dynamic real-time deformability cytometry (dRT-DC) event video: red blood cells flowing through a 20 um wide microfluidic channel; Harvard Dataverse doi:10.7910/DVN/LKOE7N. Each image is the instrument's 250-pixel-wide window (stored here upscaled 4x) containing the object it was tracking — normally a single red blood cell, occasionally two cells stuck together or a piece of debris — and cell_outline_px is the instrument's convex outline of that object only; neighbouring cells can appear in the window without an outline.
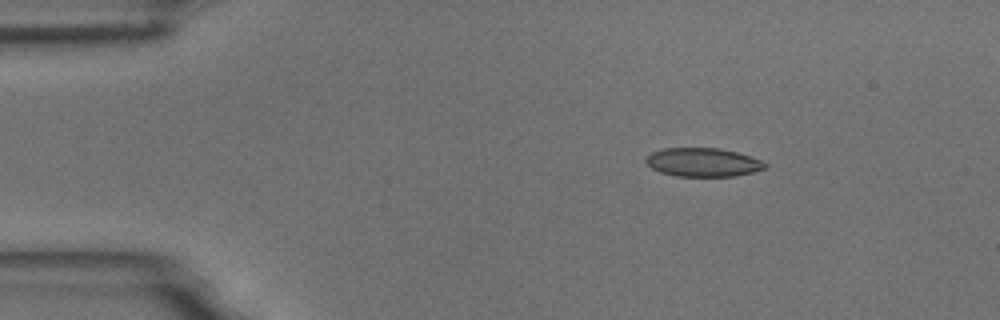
{"species": "common noctule bat (a hibernating species)", "species_latin": "Nyctalus noctula", "temperature_condition": "room temperature", "stored_images_in_passage": 14, "camera_frame_rate_fps": 3000, "um_per_image_px": 0.085, "animal": {"sex": "male", "body_mass_g": 18.8}, "frame": {"image": 1, "passage_image": 7, "time_ms": 2.0, "image_size_px": [1000, 320], "cell_outline_px": [[768, 168], [736, 176], [676, 176], [660, 172], [652, 168], [644, 160], [652, 152], [664, 148], [720, 148], [736, 152], [760, 160], [768, 164]], "centroid_in_image_um": [59.76, 13.8], "position_along_channel_um": 25.2, "area_um2": 19.83}}